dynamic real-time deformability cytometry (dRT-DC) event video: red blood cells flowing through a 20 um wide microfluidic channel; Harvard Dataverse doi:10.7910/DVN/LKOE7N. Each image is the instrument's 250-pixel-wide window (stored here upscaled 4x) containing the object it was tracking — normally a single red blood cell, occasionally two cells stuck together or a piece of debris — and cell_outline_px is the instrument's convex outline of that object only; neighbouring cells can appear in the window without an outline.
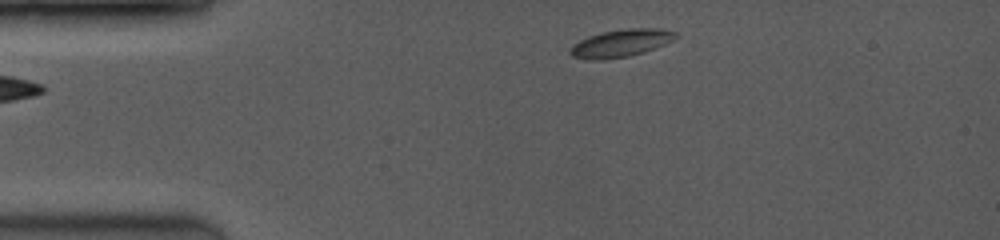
{"species": "common noctule bat (a hibernating species)", "species_latin": "Nyctalus noctula", "temperature_condition": "room temperature", "stored_images_in_passage": 3, "segment_of_instrument_passage": [2, 2], "camera_frame_rate_fps": 3500, "um_per_image_px": 0.085, "animal": {"sex": "female", "body_mass_g": 19.0, "forearm_length_mm": 53.3}, "frame": {"image": 1, "passage_image": 3, "time_ms": 1.714, "image_size_px": [1000, 240], "cell_outline_px": [[680, 36], [676, 40], [656, 48], [644, 52], [628, 56], [600, 60], [588, 60], [572, 56], [568, 52], [568, 48], [572, 44], [588, 36], [600, 32], [628, 28], [660, 28], [676, 32]], "centroid_in_image_um": [52.79, 3.66], "position_along_channel_um": 32.2, "area_um2": 17.34}}